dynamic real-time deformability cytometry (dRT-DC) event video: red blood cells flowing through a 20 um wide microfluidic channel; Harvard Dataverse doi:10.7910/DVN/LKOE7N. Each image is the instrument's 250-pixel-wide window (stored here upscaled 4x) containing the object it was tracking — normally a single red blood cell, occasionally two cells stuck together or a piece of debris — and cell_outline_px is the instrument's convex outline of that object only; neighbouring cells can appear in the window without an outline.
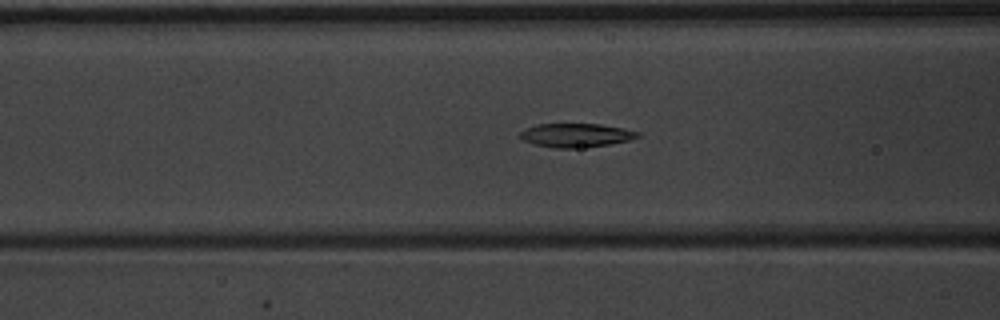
{"species": "common noctule bat (a hibernating species)", "species_latin": "Nyctalus noctula", "temperature_condition": "warm", "stored_images_in_passage": 47, "camera_frame_rate_fps": 3000, "um_per_image_px": 0.085, "animal": {"sex": "male", "body_mass_g": 20.1, "forearm_length_mm": 53.5}, "frame": {"image": 1, "passage_image": 22, "time_ms": 7.0, "image_size_px": [1000, 320], "cell_outline_px": [[640, 136], [628, 140], [608, 144], [572, 148], [552, 148], [532, 144], [524, 140], [520, 136], [520, 132], [536, 124], [600, 124], [624, 128], [640, 132]], "centroid_in_image_um": [48.95, 11.49], "position_along_channel_um": 117.6, "area_um2": 16.13}}
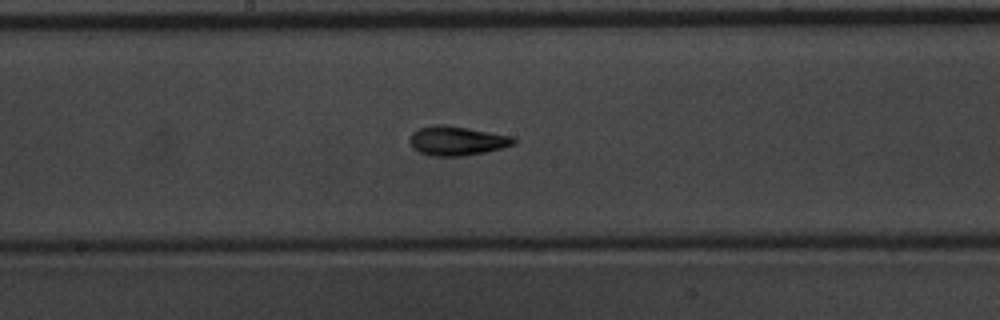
{"frame": {"image": 2, "passage_image": 29, "time_ms": 9.333, "image_size_px": [1000, 320], "cell_outline_px": [[516, 144], [484, 152], [464, 156], [432, 156], [420, 152], [412, 148], [408, 140], [408, 136], [412, 132], [420, 128], [436, 124], [444, 124], [468, 128], [512, 136], [516, 140]], "centroid_in_image_um": [38.79, 11.96], "position_along_channel_um": 209.4, "area_um2": 17.8}}
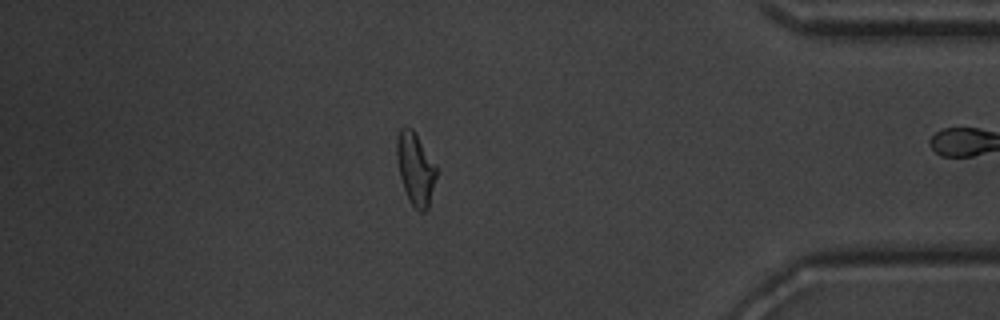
{"frame": {"image": 3, "passage_image": 46, "time_ms": 15.0, "image_size_px": [1000, 320], "cell_outline_px": [[436, 176], [428, 208], [424, 212], [420, 212], [408, 200], [400, 176], [396, 156], [396, 140], [400, 128], [404, 124], [412, 128], [436, 164]], "centroid_in_image_um": [35.3, 14.3], "position_along_channel_um": 399.9, "area_um2": 16.7}}